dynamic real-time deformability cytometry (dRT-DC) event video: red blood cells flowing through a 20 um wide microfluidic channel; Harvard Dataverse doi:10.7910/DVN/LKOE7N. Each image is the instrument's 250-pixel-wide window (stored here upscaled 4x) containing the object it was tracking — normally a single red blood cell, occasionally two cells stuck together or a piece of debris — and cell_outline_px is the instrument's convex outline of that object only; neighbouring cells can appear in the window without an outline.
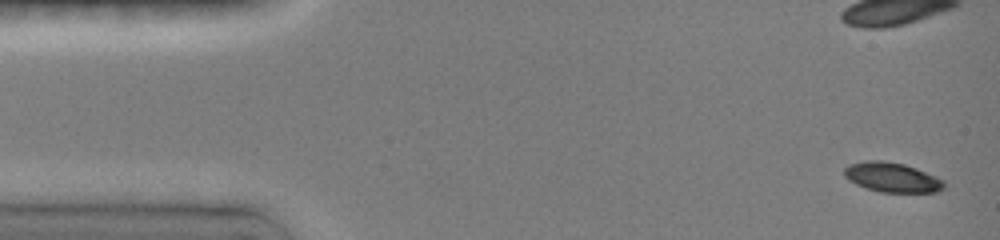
{"species": "common noctule bat (a hibernating species)", "species_latin": "Nyctalus noctula", "temperature_condition": "room temperature", "stored_images_in_passage": 17, "camera_frame_rate_fps": 3000, "um_per_image_px": 0.085, "animal": {"sex": "female", "body_mass_g": 19.0, "forearm_length_mm": 51.5}, "frame": {"image": 1, "passage_image": 1, "time_ms": 0.0, "image_size_px": [1000, 240], "cell_outline_px": [[944, 188], [936, 192], [880, 192], [856, 184], [848, 180], [844, 176], [844, 168], [848, 164], [864, 160], [884, 160], [904, 164], [916, 168], [944, 180]], "centroid_in_image_um": [75.79, 15.06], "position_along_channel_um": 9.2, "area_um2": 17.28}}